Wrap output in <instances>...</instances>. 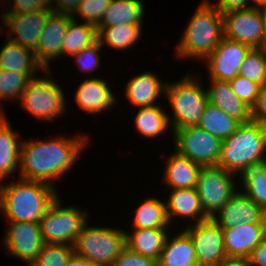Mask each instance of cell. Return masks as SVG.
<instances>
[{"mask_svg": "<svg viewBox=\"0 0 266 266\" xmlns=\"http://www.w3.org/2000/svg\"><path fill=\"white\" fill-rule=\"evenodd\" d=\"M58 138L21 143L20 178L51 184L52 179L67 173L79 158L87 137Z\"/></svg>", "mask_w": 266, "mask_h": 266, "instance_id": "6da1fadb", "label": "cell"}, {"mask_svg": "<svg viewBox=\"0 0 266 266\" xmlns=\"http://www.w3.org/2000/svg\"><path fill=\"white\" fill-rule=\"evenodd\" d=\"M57 195L51 184L20 178L0 186V209L9 222L39 223Z\"/></svg>", "mask_w": 266, "mask_h": 266, "instance_id": "7a4b0ae2", "label": "cell"}, {"mask_svg": "<svg viewBox=\"0 0 266 266\" xmlns=\"http://www.w3.org/2000/svg\"><path fill=\"white\" fill-rule=\"evenodd\" d=\"M209 2L203 1L189 21L177 48L180 58L203 60L224 38L223 14Z\"/></svg>", "mask_w": 266, "mask_h": 266, "instance_id": "3957f363", "label": "cell"}, {"mask_svg": "<svg viewBox=\"0 0 266 266\" xmlns=\"http://www.w3.org/2000/svg\"><path fill=\"white\" fill-rule=\"evenodd\" d=\"M266 151V126L249 121L221 143L217 166L236 174L251 163L262 161Z\"/></svg>", "mask_w": 266, "mask_h": 266, "instance_id": "277c9868", "label": "cell"}, {"mask_svg": "<svg viewBox=\"0 0 266 266\" xmlns=\"http://www.w3.org/2000/svg\"><path fill=\"white\" fill-rule=\"evenodd\" d=\"M185 76L178 82L166 84L165 92L172 107V130L198 126L207 105L208 94L199 80Z\"/></svg>", "mask_w": 266, "mask_h": 266, "instance_id": "5b68a950", "label": "cell"}, {"mask_svg": "<svg viewBox=\"0 0 266 266\" xmlns=\"http://www.w3.org/2000/svg\"><path fill=\"white\" fill-rule=\"evenodd\" d=\"M83 225L73 245L74 254L97 266H109L126 247V231Z\"/></svg>", "mask_w": 266, "mask_h": 266, "instance_id": "8992f818", "label": "cell"}, {"mask_svg": "<svg viewBox=\"0 0 266 266\" xmlns=\"http://www.w3.org/2000/svg\"><path fill=\"white\" fill-rule=\"evenodd\" d=\"M57 197L50 205L39 225L44 243L73 246L77 235L87 222V211L82 212L73 206L61 207Z\"/></svg>", "mask_w": 266, "mask_h": 266, "instance_id": "52a82bcc", "label": "cell"}, {"mask_svg": "<svg viewBox=\"0 0 266 266\" xmlns=\"http://www.w3.org/2000/svg\"><path fill=\"white\" fill-rule=\"evenodd\" d=\"M21 103L37 119L53 121L66 110L61 87L49 78H32L21 94Z\"/></svg>", "mask_w": 266, "mask_h": 266, "instance_id": "ba28073f", "label": "cell"}, {"mask_svg": "<svg viewBox=\"0 0 266 266\" xmlns=\"http://www.w3.org/2000/svg\"><path fill=\"white\" fill-rule=\"evenodd\" d=\"M219 166H202L198 174L197 192L202 210L208 218L217 212L236 193L232 175Z\"/></svg>", "mask_w": 266, "mask_h": 266, "instance_id": "9c48e42d", "label": "cell"}, {"mask_svg": "<svg viewBox=\"0 0 266 266\" xmlns=\"http://www.w3.org/2000/svg\"><path fill=\"white\" fill-rule=\"evenodd\" d=\"M175 150L201 166H217L222 141L198 126L172 130Z\"/></svg>", "mask_w": 266, "mask_h": 266, "instance_id": "30bf717a", "label": "cell"}, {"mask_svg": "<svg viewBox=\"0 0 266 266\" xmlns=\"http://www.w3.org/2000/svg\"><path fill=\"white\" fill-rule=\"evenodd\" d=\"M224 37L251 48L266 47L264 21L257 6L223 13Z\"/></svg>", "mask_w": 266, "mask_h": 266, "instance_id": "8fae6325", "label": "cell"}, {"mask_svg": "<svg viewBox=\"0 0 266 266\" xmlns=\"http://www.w3.org/2000/svg\"><path fill=\"white\" fill-rule=\"evenodd\" d=\"M193 242L198 266H216L227 257L221 227L212 219L184 230Z\"/></svg>", "mask_w": 266, "mask_h": 266, "instance_id": "7c38bea8", "label": "cell"}, {"mask_svg": "<svg viewBox=\"0 0 266 266\" xmlns=\"http://www.w3.org/2000/svg\"><path fill=\"white\" fill-rule=\"evenodd\" d=\"M252 48L246 44L223 38L204 59L210 79L229 81L239 75V69Z\"/></svg>", "mask_w": 266, "mask_h": 266, "instance_id": "4fadbf2b", "label": "cell"}, {"mask_svg": "<svg viewBox=\"0 0 266 266\" xmlns=\"http://www.w3.org/2000/svg\"><path fill=\"white\" fill-rule=\"evenodd\" d=\"M72 19L71 15L56 11L48 14L37 49L34 51L36 60L44 70L51 69L48 66L51 60L62 56L63 40Z\"/></svg>", "mask_w": 266, "mask_h": 266, "instance_id": "5bb4252c", "label": "cell"}, {"mask_svg": "<svg viewBox=\"0 0 266 266\" xmlns=\"http://www.w3.org/2000/svg\"><path fill=\"white\" fill-rule=\"evenodd\" d=\"M4 238L7 253L27 262L29 266L36 260L44 244L39 223L10 222Z\"/></svg>", "mask_w": 266, "mask_h": 266, "instance_id": "9a60e30c", "label": "cell"}, {"mask_svg": "<svg viewBox=\"0 0 266 266\" xmlns=\"http://www.w3.org/2000/svg\"><path fill=\"white\" fill-rule=\"evenodd\" d=\"M50 12L35 10L25 13L2 14L3 24L11 30L7 39L34 52L37 49L46 18ZM11 33L16 36L12 38Z\"/></svg>", "mask_w": 266, "mask_h": 266, "instance_id": "2e32d148", "label": "cell"}, {"mask_svg": "<svg viewBox=\"0 0 266 266\" xmlns=\"http://www.w3.org/2000/svg\"><path fill=\"white\" fill-rule=\"evenodd\" d=\"M263 212L244 192L237 191L212 219L221 229H228L236 225L262 223Z\"/></svg>", "mask_w": 266, "mask_h": 266, "instance_id": "e0dca14e", "label": "cell"}, {"mask_svg": "<svg viewBox=\"0 0 266 266\" xmlns=\"http://www.w3.org/2000/svg\"><path fill=\"white\" fill-rule=\"evenodd\" d=\"M224 249L228 257L249 258L252 251L263 241L262 223L242 224L222 229Z\"/></svg>", "mask_w": 266, "mask_h": 266, "instance_id": "ac0fdd59", "label": "cell"}, {"mask_svg": "<svg viewBox=\"0 0 266 266\" xmlns=\"http://www.w3.org/2000/svg\"><path fill=\"white\" fill-rule=\"evenodd\" d=\"M113 95L103 79L93 78L84 80L79 85L75 101L84 111L95 114L112 108L116 103Z\"/></svg>", "mask_w": 266, "mask_h": 266, "instance_id": "d6986e66", "label": "cell"}, {"mask_svg": "<svg viewBox=\"0 0 266 266\" xmlns=\"http://www.w3.org/2000/svg\"><path fill=\"white\" fill-rule=\"evenodd\" d=\"M212 85L207 90L208 101L240 123L252 120L251 108L241 101L232 91L229 81L209 79Z\"/></svg>", "mask_w": 266, "mask_h": 266, "instance_id": "ffe728a7", "label": "cell"}, {"mask_svg": "<svg viewBox=\"0 0 266 266\" xmlns=\"http://www.w3.org/2000/svg\"><path fill=\"white\" fill-rule=\"evenodd\" d=\"M165 86L154 73L144 72L127 83L125 95L136 107L153 106L165 92Z\"/></svg>", "mask_w": 266, "mask_h": 266, "instance_id": "44dd1931", "label": "cell"}, {"mask_svg": "<svg viewBox=\"0 0 266 266\" xmlns=\"http://www.w3.org/2000/svg\"><path fill=\"white\" fill-rule=\"evenodd\" d=\"M202 166L175 152L168 157L164 182L172 189L196 188Z\"/></svg>", "mask_w": 266, "mask_h": 266, "instance_id": "7402d4cb", "label": "cell"}, {"mask_svg": "<svg viewBox=\"0 0 266 266\" xmlns=\"http://www.w3.org/2000/svg\"><path fill=\"white\" fill-rule=\"evenodd\" d=\"M158 266H198L190 236L183 230L171 240L167 235Z\"/></svg>", "mask_w": 266, "mask_h": 266, "instance_id": "603a6c76", "label": "cell"}, {"mask_svg": "<svg viewBox=\"0 0 266 266\" xmlns=\"http://www.w3.org/2000/svg\"><path fill=\"white\" fill-rule=\"evenodd\" d=\"M166 209L169 222L172 217H187L196 220L195 223L208 219L202 210L196 188L172 189L169 200H166Z\"/></svg>", "mask_w": 266, "mask_h": 266, "instance_id": "cb8c5ba5", "label": "cell"}, {"mask_svg": "<svg viewBox=\"0 0 266 266\" xmlns=\"http://www.w3.org/2000/svg\"><path fill=\"white\" fill-rule=\"evenodd\" d=\"M7 42L0 51V69L16 73H36L41 68L44 73L51 76L50 69H43L33 51L10 40Z\"/></svg>", "mask_w": 266, "mask_h": 266, "instance_id": "d4e9b609", "label": "cell"}, {"mask_svg": "<svg viewBox=\"0 0 266 266\" xmlns=\"http://www.w3.org/2000/svg\"><path fill=\"white\" fill-rule=\"evenodd\" d=\"M2 112V113H1ZM18 133L12 131L11 125L0 111V180L19 167L21 142L17 141Z\"/></svg>", "mask_w": 266, "mask_h": 266, "instance_id": "484cf974", "label": "cell"}, {"mask_svg": "<svg viewBox=\"0 0 266 266\" xmlns=\"http://www.w3.org/2000/svg\"><path fill=\"white\" fill-rule=\"evenodd\" d=\"M141 0H111L96 27H112L119 24H141L144 13Z\"/></svg>", "mask_w": 266, "mask_h": 266, "instance_id": "4316f807", "label": "cell"}, {"mask_svg": "<svg viewBox=\"0 0 266 266\" xmlns=\"http://www.w3.org/2000/svg\"><path fill=\"white\" fill-rule=\"evenodd\" d=\"M168 229H133V233L126 235V247L130 250L159 260L167 237Z\"/></svg>", "mask_w": 266, "mask_h": 266, "instance_id": "83f0119b", "label": "cell"}, {"mask_svg": "<svg viewBox=\"0 0 266 266\" xmlns=\"http://www.w3.org/2000/svg\"><path fill=\"white\" fill-rule=\"evenodd\" d=\"M240 124L237 119L229 116L216 105L208 102L198 127L223 141L230 137Z\"/></svg>", "mask_w": 266, "mask_h": 266, "instance_id": "f1b7e54d", "label": "cell"}, {"mask_svg": "<svg viewBox=\"0 0 266 266\" xmlns=\"http://www.w3.org/2000/svg\"><path fill=\"white\" fill-rule=\"evenodd\" d=\"M166 203L150 198L137 208L133 220L134 229H169Z\"/></svg>", "mask_w": 266, "mask_h": 266, "instance_id": "f546056e", "label": "cell"}, {"mask_svg": "<svg viewBox=\"0 0 266 266\" xmlns=\"http://www.w3.org/2000/svg\"><path fill=\"white\" fill-rule=\"evenodd\" d=\"M241 173L244 193L266 210V159L251 163Z\"/></svg>", "mask_w": 266, "mask_h": 266, "instance_id": "4dcf8cb0", "label": "cell"}, {"mask_svg": "<svg viewBox=\"0 0 266 266\" xmlns=\"http://www.w3.org/2000/svg\"><path fill=\"white\" fill-rule=\"evenodd\" d=\"M141 24H119L112 27H97L98 42L114 49H127L136 44L141 34Z\"/></svg>", "mask_w": 266, "mask_h": 266, "instance_id": "1f68e13d", "label": "cell"}, {"mask_svg": "<svg viewBox=\"0 0 266 266\" xmlns=\"http://www.w3.org/2000/svg\"><path fill=\"white\" fill-rule=\"evenodd\" d=\"M69 22L66 36L62 44V55L64 53L71 55L76 54L80 50L90 47L98 41L97 27L93 24L85 22L78 24L75 16H72Z\"/></svg>", "mask_w": 266, "mask_h": 266, "instance_id": "d6a6232c", "label": "cell"}, {"mask_svg": "<svg viewBox=\"0 0 266 266\" xmlns=\"http://www.w3.org/2000/svg\"><path fill=\"white\" fill-rule=\"evenodd\" d=\"M138 113L135 116V126L137 132L144 136L156 137L162 134L168 124L169 116H167L160 108V106H146L138 107Z\"/></svg>", "mask_w": 266, "mask_h": 266, "instance_id": "836d02e7", "label": "cell"}, {"mask_svg": "<svg viewBox=\"0 0 266 266\" xmlns=\"http://www.w3.org/2000/svg\"><path fill=\"white\" fill-rule=\"evenodd\" d=\"M239 75L266 85V47L252 48L242 62Z\"/></svg>", "mask_w": 266, "mask_h": 266, "instance_id": "e575fe53", "label": "cell"}, {"mask_svg": "<svg viewBox=\"0 0 266 266\" xmlns=\"http://www.w3.org/2000/svg\"><path fill=\"white\" fill-rule=\"evenodd\" d=\"M36 73H16L0 69V99H15L21 97L29 81Z\"/></svg>", "mask_w": 266, "mask_h": 266, "instance_id": "d590c367", "label": "cell"}, {"mask_svg": "<svg viewBox=\"0 0 266 266\" xmlns=\"http://www.w3.org/2000/svg\"><path fill=\"white\" fill-rule=\"evenodd\" d=\"M73 254L71 245L44 243L36 260L30 266H66Z\"/></svg>", "mask_w": 266, "mask_h": 266, "instance_id": "8d00e7d4", "label": "cell"}, {"mask_svg": "<svg viewBox=\"0 0 266 266\" xmlns=\"http://www.w3.org/2000/svg\"><path fill=\"white\" fill-rule=\"evenodd\" d=\"M229 85L236 96L247 106L252 108L256 101L262 85L256 81L237 75L229 80Z\"/></svg>", "mask_w": 266, "mask_h": 266, "instance_id": "74e56055", "label": "cell"}, {"mask_svg": "<svg viewBox=\"0 0 266 266\" xmlns=\"http://www.w3.org/2000/svg\"><path fill=\"white\" fill-rule=\"evenodd\" d=\"M111 0H81L74 14H79L85 22L97 25L102 15L108 9Z\"/></svg>", "mask_w": 266, "mask_h": 266, "instance_id": "f35d334b", "label": "cell"}, {"mask_svg": "<svg viewBox=\"0 0 266 266\" xmlns=\"http://www.w3.org/2000/svg\"><path fill=\"white\" fill-rule=\"evenodd\" d=\"M101 47L102 46L97 41L92 46L84 48L76 54L72 55L73 57H76L75 61L80 67L81 71L91 72L92 70H95V68L98 67L100 62L99 52L101 50Z\"/></svg>", "mask_w": 266, "mask_h": 266, "instance_id": "ab89813d", "label": "cell"}, {"mask_svg": "<svg viewBox=\"0 0 266 266\" xmlns=\"http://www.w3.org/2000/svg\"><path fill=\"white\" fill-rule=\"evenodd\" d=\"M109 266H158L157 260L138 254L125 247Z\"/></svg>", "mask_w": 266, "mask_h": 266, "instance_id": "60d3db41", "label": "cell"}, {"mask_svg": "<svg viewBox=\"0 0 266 266\" xmlns=\"http://www.w3.org/2000/svg\"><path fill=\"white\" fill-rule=\"evenodd\" d=\"M13 7L5 13H25L35 10L54 11L52 0H13Z\"/></svg>", "mask_w": 266, "mask_h": 266, "instance_id": "b9f144b4", "label": "cell"}, {"mask_svg": "<svg viewBox=\"0 0 266 266\" xmlns=\"http://www.w3.org/2000/svg\"><path fill=\"white\" fill-rule=\"evenodd\" d=\"M251 118L266 126V85L261 87L257 101L251 108Z\"/></svg>", "mask_w": 266, "mask_h": 266, "instance_id": "7bdbcfd3", "label": "cell"}, {"mask_svg": "<svg viewBox=\"0 0 266 266\" xmlns=\"http://www.w3.org/2000/svg\"><path fill=\"white\" fill-rule=\"evenodd\" d=\"M249 0H219L218 4L214 7L223 13L234 11V10H242L252 7L253 5H249ZM249 5V6H248Z\"/></svg>", "mask_w": 266, "mask_h": 266, "instance_id": "ee69618b", "label": "cell"}, {"mask_svg": "<svg viewBox=\"0 0 266 266\" xmlns=\"http://www.w3.org/2000/svg\"><path fill=\"white\" fill-rule=\"evenodd\" d=\"M252 266H266V239L252 251L249 257Z\"/></svg>", "mask_w": 266, "mask_h": 266, "instance_id": "f6af8a7d", "label": "cell"}, {"mask_svg": "<svg viewBox=\"0 0 266 266\" xmlns=\"http://www.w3.org/2000/svg\"><path fill=\"white\" fill-rule=\"evenodd\" d=\"M53 1L57 4V8H55L54 11L72 15L81 0H52V2Z\"/></svg>", "mask_w": 266, "mask_h": 266, "instance_id": "bcb514c9", "label": "cell"}, {"mask_svg": "<svg viewBox=\"0 0 266 266\" xmlns=\"http://www.w3.org/2000/svg\"><path fill=\"white\" fill-rule=\"evenodd\" d=\"M216 266H252L249 258L246 257H226Z\"/></svg>", "mask_w": 266, "mask_h": 266, "instance_id": "7dc6e473", "label": "cell"}, {"mask_svg": "<svg viewBox=\"0 0 266 266\" xmlns=\"http://www.w3.org/2000/svg\"><path fill=\"white\" fill-rule=\"evenodd\" d=\"M66 266H97L94 263H92L89 259L79 257L75 254H73Z\"/></svg>", "mask_w": 266, "mask_h": 266, "instance_id": "c3c4849f", "label": "cell"}, {"mask_svg": "<svg viewBox=\"0 0 266 266\" xmlns=\"http://www.w3.org/2000/svg\"><path fill=\"white\" fill-rule=\"evenodd\" d=\"M257 8L259 9L261 13L262 20L264 21L265 31H266V1L259 4Z\"/></svg>", "mask_w": 266, "mask_h": 266, "instance_id": "681fc988", "label": "cell"}, {"mask_svg": "<svg viewBox=\"0 0 266 266\" xmlns=\"http://www.w3.org/2000/svg\"><path fill=\"white\" fill-rule=\"evenodd\" d=\"M262 228H263L264 238L266 239V210H264L263 212Z\"/></svg>", "mask_w": 266, "mask_h": 266, "instance_id": "f907efd6", "label": "cell"}, {"mask_svg": "<svg viewBox=\"0 0 266 266\" xmlns=\"http://www.w3.org/2000/svg\"><path fill=\"white\" fill-rule=\"evenodd\" d=\"M255 2V5L258 6L259 4H261L262 2L266 1V0H252Z\"/></svg>", "mask_w": 266, "mask_h": 266, "instance_id": "816d5d0a", "label": "cell"}]
</instances>
